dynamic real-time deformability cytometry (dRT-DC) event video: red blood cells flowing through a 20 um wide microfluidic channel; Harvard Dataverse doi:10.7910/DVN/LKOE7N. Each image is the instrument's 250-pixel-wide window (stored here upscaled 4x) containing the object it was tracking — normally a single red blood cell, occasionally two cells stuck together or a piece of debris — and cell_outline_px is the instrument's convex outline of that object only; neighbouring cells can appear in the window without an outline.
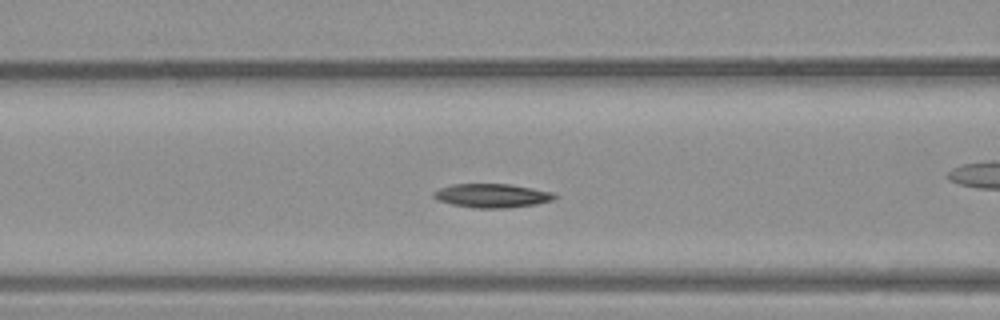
{"species": "common noctule bat (a hibernating species)", "species_latin": "Nyctalus noctula", "temperature_condition": "warm", "stored_images_in_passage": 15, "camera_frame_rate_fps": 3000, "um_per_image_px": 0.085, "animal": {"sex": "male", "body_mass_g": 23.1, "forearm_length_mm": 52.7}, "frame": {"image": 1, "passage_image": 11, "time_ms": 3.333, "image_size_px": [1000, 320], "cell_outline_px": [[560, 196], [552, 200], [536, 204], [508, 208], [476, 208], [452, 204], [436, 200], [432, 196], [432, 192], [440, 188], [452, 184], [508, 184], [532, 188], [552, 192]], "centroid_in_image_um": [41.81, 16.63], "position_along_channel_um": 124.8, "area_um2": 16.88}}
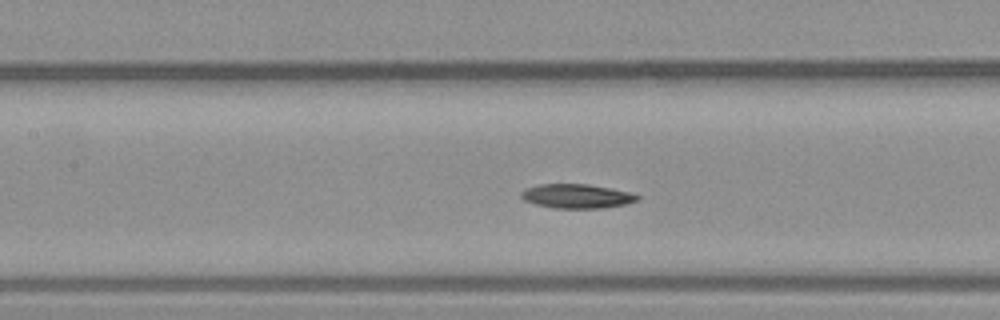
{"frame": {"image": 2, "passage_image": 13, "time_ms": 4.0, "image_size_px": [1000, 320], "cell_outline_px": [[640, 196], [636, 200], [628, 204], [604, 208], [556, 208], [536, 204], [524, 200], [520, 196], [520, 192], [528, 188], [540, 184], [588, 184], [632, 192]], "centroid_in_image_um": [49.06, 16.67], "position_along_channel_um": 158.3, "area_um2": 16.36}}